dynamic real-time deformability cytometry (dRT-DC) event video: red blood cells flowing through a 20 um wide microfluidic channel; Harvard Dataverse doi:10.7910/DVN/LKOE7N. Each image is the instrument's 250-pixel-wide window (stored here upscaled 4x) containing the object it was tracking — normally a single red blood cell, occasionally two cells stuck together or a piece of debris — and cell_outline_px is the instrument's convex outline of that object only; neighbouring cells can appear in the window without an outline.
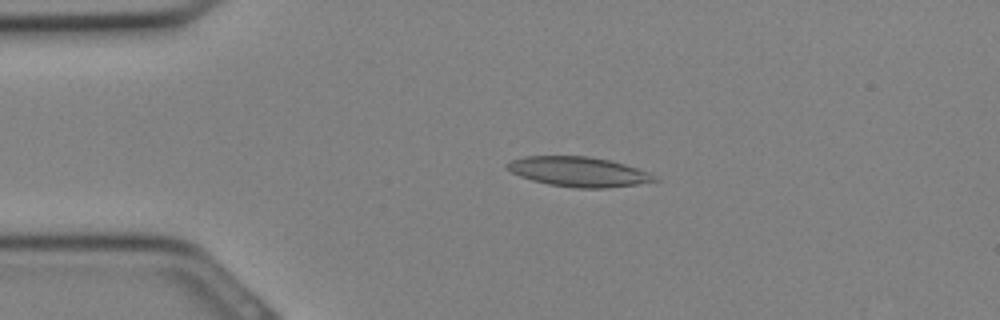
{"species": "Egyptian fruit bat (a non-hibernating species)", "species_latin": "Rousettus aegyptiacus", "temperature_condition": "cold", "stored_images_in_passage": 26, "camera_frame_rate_fps": 3000, "um_per_image_px": 0.085, "animal": {"sex": "female"}, "frame": {"image": 1, "passage_image": 1, "time_ms": 0.0, "image_size_px": [1000, 320], "cell_outline_px": [[660, 180], [636, 184], [608, 188], [576, 188], [548, 184], [532, 180], [520, 176], [504, 168], [504, 164], [512, 160], [524, 156], [588, 156], [608, 160], [624, 164], [648, 172], [656, 176]], "centroid_in_image_um": [49.14, 14.6], "position_along_channel_um": 35.9, "area_um2": 25.55}}
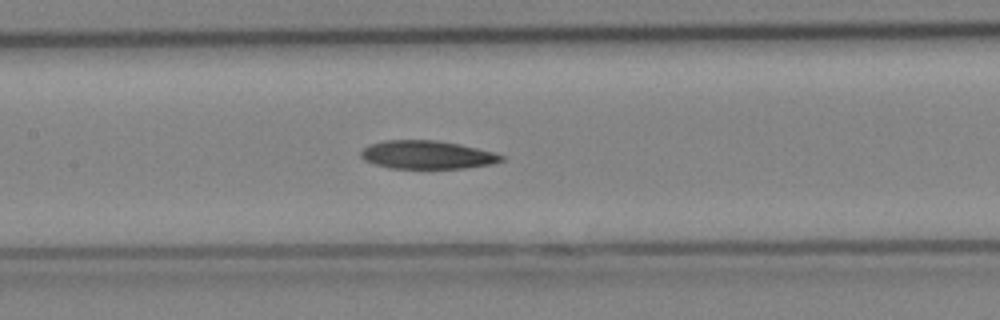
{"frame": {"image": 2, "passage_image": 9, "time_ms": 2.667, "image_size_px": [1000, 320], "cell_outline_px": [[504, 160], [492, 164], [464, 168], [392, 168], [376, 164], [364, 160], [360, 156], [360, 152], [368, 144], [384, 140], [436, 140], [460, 144], [492, 152], [504, 156]], "centroid_in_image_um": [36.28, 13.15], "position_along_channel_um": 171.1, "area_um2": 23.06}}
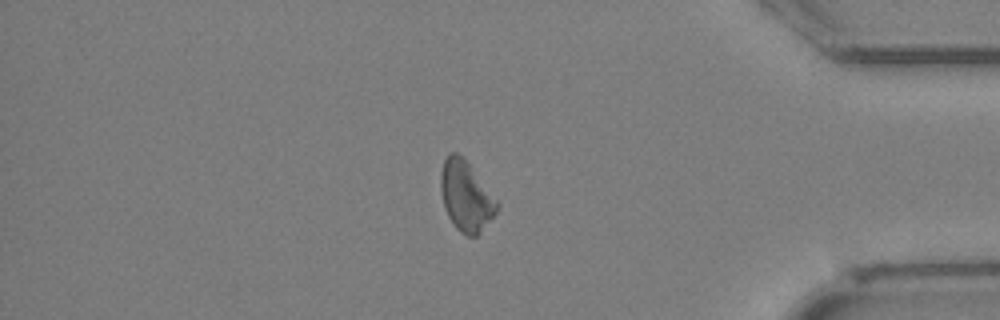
{"frame": {"image": 3, "passage_image": 21, "time_ms": 6.667, "image_size_px": [1000, 320], "cell_outline_px": [[500, 204], [496, 212], [480, 232], [476, 236], [468, 236], [460, 232], [456, 228], [448, 216], [444, 208], [440, 188], [440, 176], [444, 160], [452, 152], [456, 152], [464, 156]], "centroid_in_image_um": [39.6, 16.65], "position_along_channel_um": 395.6, "area_um2": 22.95}}